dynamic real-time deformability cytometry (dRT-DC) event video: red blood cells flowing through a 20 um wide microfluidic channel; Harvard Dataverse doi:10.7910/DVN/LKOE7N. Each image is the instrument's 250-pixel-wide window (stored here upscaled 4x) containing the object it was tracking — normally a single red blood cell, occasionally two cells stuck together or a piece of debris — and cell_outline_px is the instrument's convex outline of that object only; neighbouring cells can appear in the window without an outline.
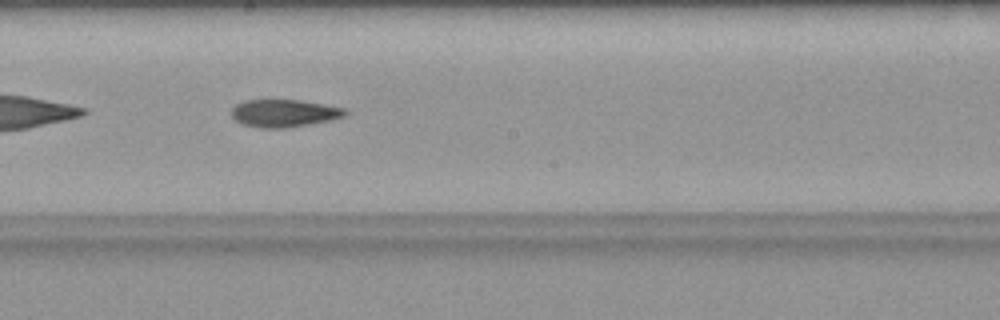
{"species": "common noctule bat (a hibernating species)", "species_latin": "Nyctalus noctula", "temperature_condition": "warm", "stored_images_in_passage": 34, "camera_frame_rate_fps": 3000, "um_per_image_px": 0.085, "animal": {"sex": "female", "body_mass_g": 19.9}, "frame": {"image": 1, "passage_image": 15, "time_ms": 4.667, "image_size_px": [1000, 320], "cell_outline_px": [[348, 112], [344, 116], [332, 120], [284, 128], [264, 128], [244, 124], [236, 120], [232, 116], [232, 108], [236, 104], [244, 100], [268, 96], [300, 100], [324, 104], [344, 108]], "centroid_in_image_um": [24.11, 9.56], "position_along_channel_um": 224.1, "area_um2": 18.9}}